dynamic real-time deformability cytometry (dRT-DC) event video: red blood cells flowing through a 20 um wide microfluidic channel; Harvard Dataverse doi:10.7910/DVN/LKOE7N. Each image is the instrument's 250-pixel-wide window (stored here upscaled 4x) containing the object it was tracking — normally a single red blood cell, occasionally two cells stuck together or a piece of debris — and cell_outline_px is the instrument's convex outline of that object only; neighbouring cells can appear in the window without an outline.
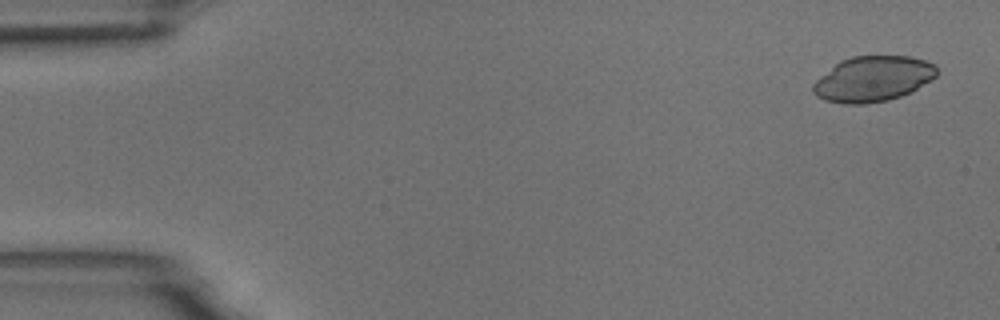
{"species": "common noctule bat (a hibernating species)", "species_latin": "Nyctalus noctula", "temperature_condition": "room temperature", "stored_images_in_passage": 7, "camera_frame_rate_fps": 3000, "um_per_image_px": 0.085, "animal": {"sex": "male", "body_mass_g": 18.8}, "frame": {"image": 1, "passage_image": 1, "time_ms": 0.0, "image_size_px": [1000, 320], "cell_outline_px": [[936, 76], [932, 80], [912, 92], [888, 100], [864, 104], [844, 104], [824, 100], [816, 96], [812, 92], [812, 84], [820, 76], [840, 60], [852, 56], [908, 56], [924, 60], [936, 64]], "centroid_in_image_um": [74.19, 6.71], "position_along_channel_um": 10.8, "area_um2": 32.95}}